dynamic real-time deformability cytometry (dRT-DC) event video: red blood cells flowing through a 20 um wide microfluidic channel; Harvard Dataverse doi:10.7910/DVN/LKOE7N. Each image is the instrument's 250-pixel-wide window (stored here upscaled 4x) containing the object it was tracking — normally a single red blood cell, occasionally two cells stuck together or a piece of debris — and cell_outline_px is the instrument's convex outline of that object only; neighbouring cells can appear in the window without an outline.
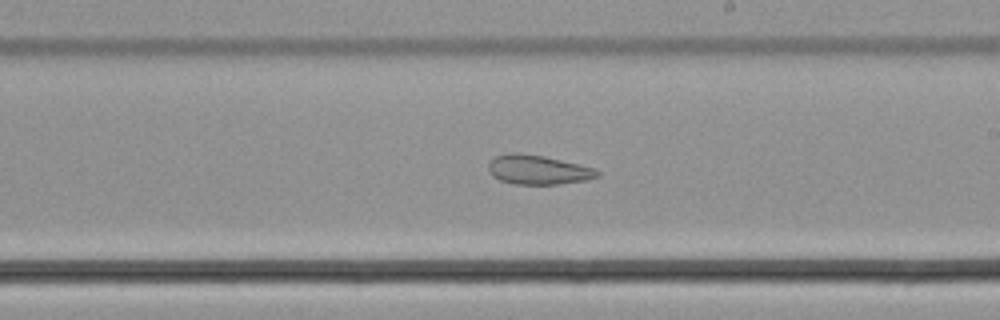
{"species": "common noctule bat (a hibernating species)", "species_latin": "Nyctalus noctula", "temperature_condition": "cold", "stored_images_in_passage": 50, "camera_frame_rate_fps": 3000, "um_per_image_px": 0.085, "animal": {"sex": "male", "body_mass_g": 21.5, "forearm_length_mm": 52.0}, "frame": {"image": 1, "passage_image": 29, "time_ms": 9.333, "image_size_px": [1000, 320], "cell_outline_px": [[600, 176], [588, 180], [560, 184], [516, 184], [500, 180], [492, 176], [488, 168], [488, 164], [496, 156], [512, 152], [516, 152], [544, 156], [592, 168], [600, 172]], "centroid_in_image_um": [45.72, 14.44], "position_along_channel_um": 243.3, "area_um2": 18.44}}